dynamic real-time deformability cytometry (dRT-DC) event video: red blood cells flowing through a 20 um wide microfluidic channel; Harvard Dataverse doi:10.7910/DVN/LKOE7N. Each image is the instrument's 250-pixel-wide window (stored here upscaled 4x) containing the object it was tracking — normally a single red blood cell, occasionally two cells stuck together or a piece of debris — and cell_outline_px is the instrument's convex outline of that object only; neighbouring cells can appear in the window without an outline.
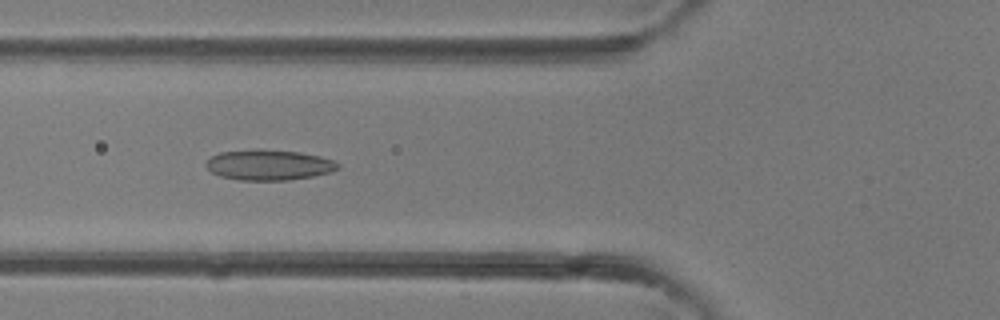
{"species": "common noctule bat (a hibernating species)", "species_latin": "Nyctalus noctula", "temperature_condition": "room temperature", "stored_images_in_passage": 8, "camera_frame_rate_fps": 3000, "um_per_image_px": 0.085, "animal": {"sex": "female"}, "frame": {"image": 1, "passage_image": 6, "time_ms": 1.667, "image_size_px": [1000, 320], "cell_outline_px": [[340, 168], [332, 172], [312, 176], [288, 180], [240, 180], [220, 176], [212, 172], [204, 164], [212, 156], [220, 152], [256, 148], [300, 152], [320, 156], [332, 160], [340, 164]], "centroid_in_image_um": [22.86, 14.01], "position_along_channel_um": 102.9, "area_um2": 23.58}}